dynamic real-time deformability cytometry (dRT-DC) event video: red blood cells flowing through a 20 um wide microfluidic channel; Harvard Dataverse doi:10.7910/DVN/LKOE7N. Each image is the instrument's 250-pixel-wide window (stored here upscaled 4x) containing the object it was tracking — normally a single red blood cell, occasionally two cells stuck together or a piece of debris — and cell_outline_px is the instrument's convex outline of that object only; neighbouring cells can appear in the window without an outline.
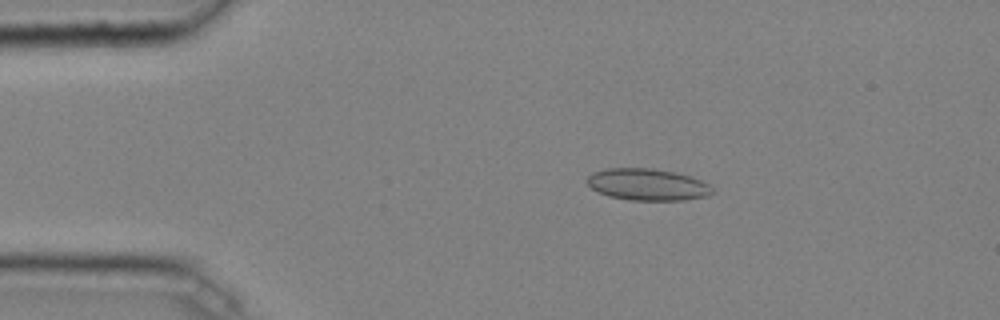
{"species": "common noctule bat (a hibernating species)", "species_latin": "Nyctalus noctula", "temperature_condition": "cold", "stored_images_in_passage": 46, "camera_frame_rate_fps": 3000, "um_per_image_px": 0.085, "animal": {"sex": "male", "body_mass_g": 20.4}, "frame": {"image": 1, "passage_image": 8, "time_ms": 2.333, "image_size_px": [1000, 320], "cell_outline_px": [[716, 192], [708, 196], [684, 200], [628, 200], [608, 196], [592, 188], [584, 180], [592, 172], [608, 168], [652, 168], [672, 172], [688, 176], [700, 180], [708, 184]], "centroid_in_image_um": [55.02, 15.69], "position_along_channel_um": 30.0, "area_um2": 23.18}}
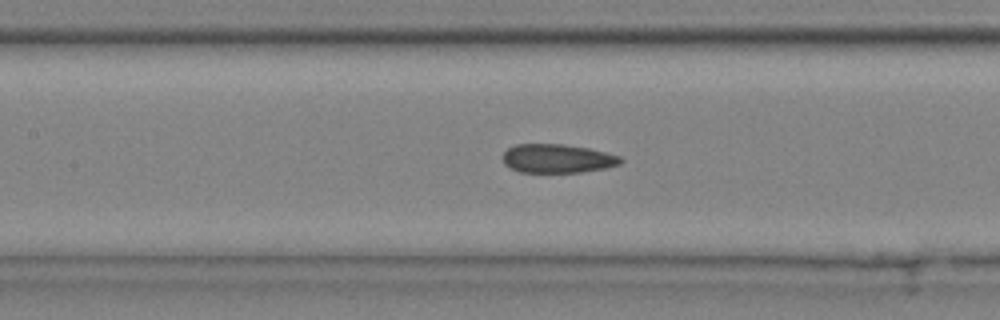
{"frame": {"image": 2, "passage_image": 21, "time_ms": 6.667, "image_size_px": [1000, 320], "cell_outline_px": [[624, 160], [620, 164], [604, 168], [580, 172], [520, 172], [508, 168], [504, 164], [500, 156], [508, 148], [516, 144], [564, 144], [588, 148], [620, 156]], "centroid_in_image_um": [47.32, 13.47], "position_along_channel_um": 160.1, "area_um2": 19.88}}
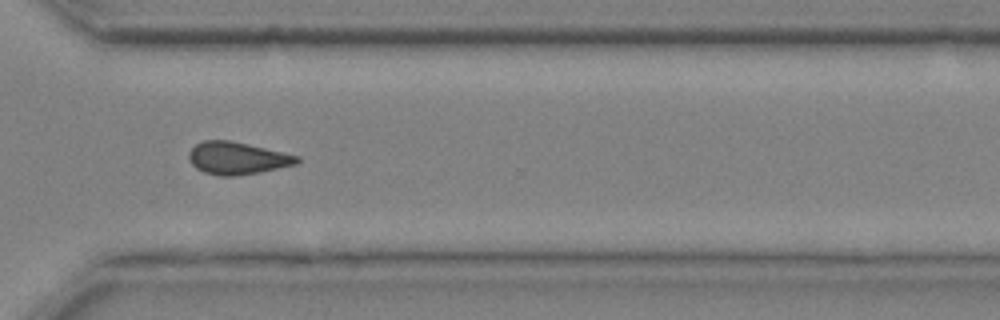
{"frame": {"image": 3, "passage_image": 35, "time_ms": 11.333, "image_size_px": [1000, 320], "cell_outline_px": [[300, 160], [296, 164], [260, 172], [236, 176], [220, 176], [204, 172], [196, 168], [192, 164], [188, 156], [188, 152], [196, 144], [204, 140], [228, 140], [300, 156]], "centroid_in_image_um": [20.14, 13.45], "position_along_channel_um": 350.5, "area_um2": 20.23}, "authors_computed_cell_mechanics": {"area_um2": 20.1433, "velocity_mm_per_s": 4.0773, "shape_relaxation_time_tau1_ms": null, "shape_relaxation_time_tau2_ms": 4.8794, "deformation_change_tau1": null, "deformation_change_tau2": 0.1123}}